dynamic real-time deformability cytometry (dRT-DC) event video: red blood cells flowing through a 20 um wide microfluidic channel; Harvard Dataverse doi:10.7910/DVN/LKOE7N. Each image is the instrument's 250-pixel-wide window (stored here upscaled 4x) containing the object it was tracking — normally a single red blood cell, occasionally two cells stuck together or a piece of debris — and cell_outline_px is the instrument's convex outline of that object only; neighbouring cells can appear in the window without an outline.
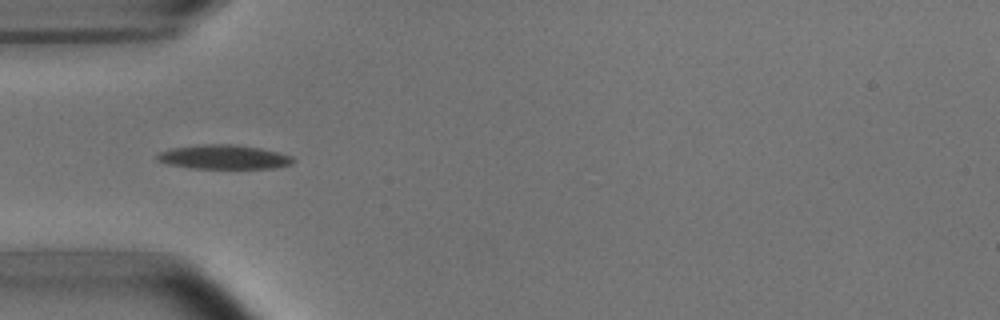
{"species": "common noctule bat (a hibernating species)", "species_latin": "Nyctalus noctula", "temperature_condition": "room temperature", "stored_images_in_passage": 8, "camera_frame_rate_fps": 3000, "um_per_image_px": 0.085, "animal": {"sex": "male", "body_mass_g": 15.6}, "frame": {"image": 1, "passage_image": 4, "time_ms": 4.333, "image_size_px": [1000, 320], "cell_outline_px": [[296, 160], [292, 164], [276, 168], [192, 168], [168, 164], [156, 160], [156, 156], [160, 152], [172, 148], [196, 144], [232, 144], [260, 148], [292, 156]], "centroid_in_image_um": [19.02, 13.34], "position_along_channel_um": 66.0, "area_um2": 19.19}}
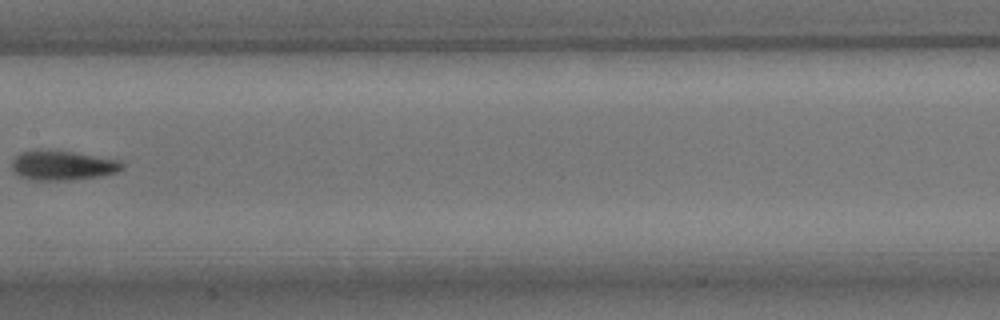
{"frame": {"image": 2, "passage_image": 7, "time_ms": 8.0, "image_size_px": [1000, 320], "cell_outline_px": [[124, 168], [116, 172], [100, 176], [68, 180], [36, 180], [20, 176], [12, 168], [12, 160], [20, 152], [44, 148], [48, 148], [120, 160], [124, 164]], "centroid_in_image_um": [5.31, 14.03], "position_along_channel_um": 202.1, "area_um2": 19.13}}
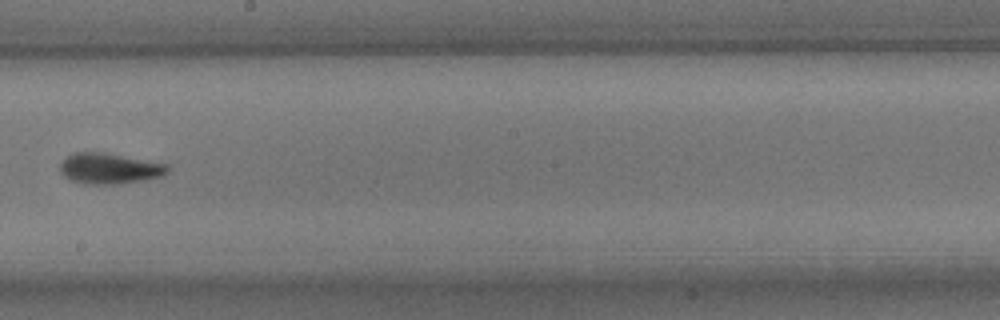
{"frame": {"image": 3, "passage_image": 8, "time_ms": 9.0, "image_size_px": [1000, 320], "cell_outline_px": [[168, 172], [164, 176], [144, 180], [116, 184], [84, 184], [72, 180], [64, 176], [60, 172], [60, 164], [72, 152], [100, 152], [168, 164]], "centroid_in_image_um": [9.3, 14.33], "position_along_channel_um": 238.9, "area_um2": 19.13}}